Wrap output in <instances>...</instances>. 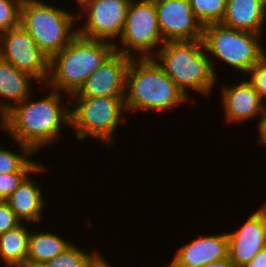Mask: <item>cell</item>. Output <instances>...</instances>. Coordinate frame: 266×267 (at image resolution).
Instances as JSON below:
<instances>
[{
  "mask_svg": "<svg viewBox=\"0 0 266 267\" xmlns=\"http://www.w3.org/2000/svg\"><path fill=\"white\" fill-rule=\"evenodd\" d=\"M62 94L53 90L41 99L32 97L12 107L0 118V129L34 153L60 139L63 125L70 126V109L62 106ZM68 107V108H67Z\"/></svg>",
  "mask_w": 266,
  "mask_h": 267,
  "instance_id": "6da1fadb",
  "label": "cell"
},
{
  "mask_svg": "<svg viewBox=\"0 0 266 267\" xmlns=\"http://www.w3.org/2000/svg\"><path fill=\"white\" fill-rule=\"evenodd\" d=\"M114 52L115 43L77 33L67 46L50 58L46 86L72 96Z\"/></svg>",
  "mask_w": 266,
  "mask_h": 267,
  "instance_id": "7a4b0ae2",
  "label": "cell"
},
{
  "mask_svg": "<svg viewBox=\"0 0 266 267\" xmlns=\"http://www.w3.org/2000/svg\"><path fill=\"white\" fill-rule=\"evenodd\" d=\"M188 97L154 58H132L126 75V113L136 110L169 111Z\"/></svg>",
  "mask_w": 266,
  "mask_h": 267,
  "instance_id": "3957f363",
  "label": "cell"
},
{
  "mask_svg": "<svg viewBox=\"0 0 266 267\" xmlns=\"http://www.w3.org/2000/svg\"><path fill=\"white\" fill-rule=\"evenodd\" d=\"M153 58L188 98L187 89L208 96L216 83L215 65L202 39L166 41L153 51Z\"/></svg>",
  "mask_w": 266,
  "mask_h": 267,
  "instance_id": "277c9868",
  "label": "cell"
},
{
  "mask_svg": "<svg viewBox=\"0 0 266 267\" xmlns=\"http://www.w3.org/2000/svg\"><path fill=\"white\" fill-rule=\"evenodd\" d=\"M77 15L44 1L23 0L20 24L38 47L52 57L67 46L77 34L72 27ZM73 29V30H72Z\"/></svg>",
  "mask_w": 266,
  "mask_h": 267,
  "instance_id": "5b68a950",
  "label": "cell"
},
{
  "mask_svg": "<svg viewBox=\"0 0 266 267\" xmlns=\"http://www.w3.org/2000/svg\"><path fill=\"white\" fill-rule=\"evenodd\" d=\"M124 97H71L73 103V99H68L66 104L75 106L70 108V128L75 129L76 138L84 140L92 136L109 148L113 146L114 132L126 117Z\"/></svg>",
  "mask_w": 266,
  "mask_h": 267,
  "instance_id": "8992f818",
  "label": "cell"
},
{
  "mask_svg": "<svg viewBox=\"0 0 266 267\" xmlns=\"http://www.w3.org/2000/svg\"><path fill=\"white\" fill-rule=\"evenodd\" d=\"M263 35L236 30L219 24L203 27L202 41L207 54L245 74L265 55Z\"/></svg>",
  "mask_w": 266,
  "mask_h": 267,
  "instance_id": "52a82bcc",
  "label": "cell"
},
{
  "mask_svg": "<svg viewBox=\"0 0 266 267\" xmlns=\"http://www.w3.org/2000/svg\"><path fill=\"white\" fill-rule=\"evenodd\" d=\"M119 40L122 47L115 43L116 52L131 58H153L152 49H160V45L165 43L159 30L154 0L130 1Z\"/></svg>",
  "mask_w": 266,
  "mask_h": 267,
  "instance_id": "ba28073f",
  "label": "cell"
},
{
  "mask_svg": "<svg viewBox=\"0 0 266 267\" xmlns=\"http://www.w3.org/2000/svg\"><path fill=\"white\" fill-rule=\"evenodd\" d=\"M0 58L9 62L38 82H47L50 73V57L35 43L20 24L0 33Z\"/></svg>",
  "mask_w": 266,
  "mask_h": 267,
  "instance_id": "9c48e42d",
  "label": "cell"
},
{
  "mask_svg": "<svg viewBox=\"0 0 266 267\" xmlns=\"http://www.w3.org/2000/svg\"><path fill=\"white\" fill-rule=\"evenodd\" d=\"M131 0H102L96 3H78L79 9L86 16L77 33L91 39L104 40L111 43L120 38L125 26L127 10ZM82 8V9H81Z\"/></svg>",
  "mask_w": 266,
  "mask_h": 267,
  "instance_id": "30bf717a",
  "label": "cell"
},
{
  "mask_svg": "<svg viewBox=\"0 0 266 267\" xmlns=\"http://www.w3.org/2000/svg\"><path fill=\"white\" fill-rule=\"evenodd\" d=\"M161 36L166 41L202 39L203 26L189 0H154Z\"/></svg>",
  "mask_w": 266,
  "mask_h": 267,
  "instance_id": "8fae6325",
  "label": "cell"
},
{
  "mask_svg": "<svg viewBox=\"0 0 266 267\" xmlns=\"http://www.w3.org/2000/svg\"><path fill=\"white\" fill-rule=\"evenodd\" d=\"M228 257L235 267H244L266 247V203L249 215L236 231L227 232Z\"/></svg>",
  "mask_w": 266,
  "mask_h": 267,
  "instance_id": "7c38bea8",
  "label": "cell"
},
{
  "mask_svg": "<svg viewBox=\"0 0 266 267\" xmlns=\"http://www.w3.org/2000/svg\"><path fill=\"white\" fill-rule=\"evenodd\" d=\"M131 59L115 51L70 97L125 96L126 75Z\"/></svg>",
  "mask_w": 266,
  "mask_h": 267,
  "instance_id": "4fadbf2b",
  "label": "cell"
},
{
  "mask_svg": "<svg viewBox=\"0 0 266 267\" xmlns=\"http://www.w3.org/2000/svg\"><path fill=\"white\" fill-rule=\"evenodd\" d=\"M228 257V236L226 233L199 235L193 241L177 250L170 265L166 267H199Z\"/></svg>",
  "mask_w": 266,
  "mask_h": 267,
  "instance_id": "5bb4252c",
  "label": "cell"
},
{
  "mask_svg": "<svg viewBox=\"0 0 266 267\" xmlns=\"http://www.w3.org/2000/svg\"><path fill=\"white\" fill-rule=\"evenodd\" d=\"M222 87L220 96L226 122L240 124L264 114L266 105L260 100L258 93L247 79L233 86L231 84L229 87L228 85Z\"/></svg>",
  "mask_w": 266,
  "mask_h": 267,
  "instance_id": "9a60e30c",
  "label": "cell"
},
{
  "mask_svg": "<svg viewBox=\"0 0 266 267\" xmlns=\"http://www.w3.org/2000/svg\"><path fill=\"white\" fill-rule=\"evenodd\" d=\"M266 8L262 0H227L222 25L263 34Z\"/></svg>",
  "mask_w": 266,
  "mask_h": 267,
  "instance_id": "2e32d148",
  "label": "cell"
},
{
  "mask_svg": "<svg viewBox=\"0 0 266 267\" xmlns=\"http://www.w3.org/2000/svg\"><path fill=\"white\" fill-rule=\"evenodd\" d=\"M32 80L37 79L0 58V118L12 107L30 97ZM3 98L8 101H2Z\"/></svg>",
  "mask_w": 266,
  "mask_h": 267,
  "instance_id": "e0dca14e",
  "label": "cell"
},
{
  "mask_svg": "<svg viewBox=\"0 0 266 267\" xmlns=\"http://www.w3.org/2000/svg\"><path fill=\"white\" fill-rule=\"evenodd\" d=\"M41 194L39 183L34 182L29 175L5 202L22 223L24 221L39 223L45 206Z\"/></svg>",
  "mask_w": 266,
  "mask_h": 267,
  "instance_id": "ac0fdd59",
  "label": "cell"
},
{
  "mask_svg": "<svg viewBox=\"0 0 266 267\" xmlns=\"http://www.w3.org/2000/svg\"><path fill=\"white\" fill-rule=\"evenodd\" d=\"M25 226L22 223L17 228L0 234V259L5 266L19 267L27 260L30 230Z\"/></svg>",
  "mask_w": 266,
  "mask_h": 267,
  "instance_id": "d6986e66",
  "label": "cell"
},
{
  "mask_svg": "<svg viewBox=\"0 0 266 267\" xmlns=\"http://www.w3.org/2000/svg\"><path fill=\"white\" fill-rule=\"evenodd\" d=\"M72 243L52 232H30L27 260L45 263L55 258Z\"/></svg>",
  "mask_w": 266,
  "mask_h": 267,
  "instance_id": "ffe728a7",
  "label": "cell"
},
{
  "mask_svg": "<svg viewBox=\"0 0 266 267\" xmlns=\"http://www.w3.org/2000/svg\"><path fill=\"white\" fill-rule=\"evenodd\" d=\"M21 154L12 152L8 148L0 147V174L12 172H34L41 163L31 160L34 152L26 145L18 143Z\"/></svg>",
  "mask_w": 266,
  "mask_h": 267,
  "instance_id": "44dd1931",
  "label": "cell"
},
{
  "mask_svg": "<svg viewBox=\"0 0 266 267\" xmlns=\"http://www.w3.org/2000/svg\"><path fill=\"white\" fill-rule=\"evenodd\" d=\"M227 0H189L198 22L204 27L222 22Z\"/></svg>",
  "mask_w": 266,
  "mask_h": 267,
  "instance_id": "7402d4cb",
  "label": "cell"
},
{
  "mask_svg": "<svg viewBox=\"0 0 266 267\" xmlns=\"http://www.w3.org/2000/svg\"><path fill=\"white\" fill-rule=\"evenodd\" d=\"M99 253H87L73 243L52 260L45 262L47 267H88V264Z\"/></svg>",
  "mask_w": 266,
  "mask_h": 267,
  "instance_id": "603a6c76",
  "label": "cell"
},
{
  "mask_svg": "<svg viewBox=\"0 0 266 267\" xmlns=\"http://www.w3.org/2000/svg\"><path fill=\"white\" fill-rule=\"evenodd\" d=\"M23 0H0V33L20 25Z\"/></svg>",
  "mask_w": 266,
  "mask_h": 267,
  "instance_id": "cb8c5ba5",
  "label": "cell"
},
{
  "mask_svg": "<svg viewBox=\"0 0 266 267\" xmlns=\"http://www.w3.org/2000/svg\"><path fill=\"white\" fill-rule=\"evenodd\" d=\"M46 171V166L41 164L34 172H12L0 174V201H6L7 198L30 174H39L40 172L44 173Z\"/></svg>",
  "mask_w": 266,
  "mask_h": 267,
  "instance_id": "d4e9b609",
  "label": "cell"
},
{
  "mask_svg": "<svg viewBox=\"0 0 266 267\" xmlns=\"http://www.w3.org/2000/svg\"><path fill=\"white\" fill-rule=\"evenodd\" d=\"M247 75L250 77L247 80L258 93L260 100L266 105V55L248 71Z\"/></svg>",
  "mask_w": 266,
  "mask_h": 267,
  "instance_id": "484cf974",
  "label": "cell"
},
{
  "mask_svg": "<svg viewBox=\"0 0 266 267\" xmlns=\"http://www.w3.org/2000/svg\"><path fill=\"white\" fill-rule=\"evenodd\" d=\"M21 224L10 206L5 201H0V234L13 230Z\"/></svg>",
  "mask_w": 266,
  "mask_h": 267,
  "instance_id": "4316f807",
  "label": "cell"
},
{
  "mask_svg": "<svg viewBox=\"0 0 266 267\" xmlns=\"http://www.w3.org/2000/svg\"><path fill=\"white\" fill-rule=\"evenodd\" d=\"M244 267H266V247L260 250Z\"/></svg>",
  "mask_w": 266,
  "mask_h": 267,
  "instance_id": "83f0119b",
  "label": "cell"
},
{
  "mask_svg": "<svg viewBox=\"0 0 266 267\" xmlns=\"http://www.w3.org/2000/svg\"><path fill=\"white\" fill-rule=\"evenodd\" d=\"M258 132L259 143L266 146V110L264 114L259 118Z\"/></svg>",
  "mask_w": 266,
  "mask_h": 267,
  "instance_id": "f1b7e54d",
  "label": "cell"
},
{
  "mask_svg": "<svg viewBox=\"0 0 266 267\" xmlns=\"http://www.w3.org/2000/svg\"><path fill=\"white\" fill-rule=\"evenodd\" d=\"M199 267H235V265L229 259V257H227V258H225L223 260L207 263V264L201 265Z\"/></svg>",
  "mask_w": 266,
  "mask_h": 267,
  "instance_id": "f546056e",
  "label": "cell"
},
{
  "mask_svg": "<svg viewBox=\"0 0 266 267\" xmlns=\"http://www.w3.org/2000/svg\"><path fill=\"white\" fill-rule=\"evenodd\" d=\"M88 267H112L108 262L106 261L103 256H101V253H98L94 259L88 264Z\"/></svg>",
  "mask_w": 266,
  "mask_h": 267,
  "instance_id": "4dcf8cb0",
  "label": "cell"
},
{
  "mask_svg": "<svg viewBox=\"0 0 266 267\" xmlns=\"http://www.w3.org/2000/svg\"><path fill=\"white\" fill-rule=\"evenodd\" d=\"M19 267H47L45 263L42 262H34L31 260H26L23 264Z\"/></svg>",
  "mask_w": 266,
  "mask_h": 267,
  "instance_id": "1f68e13d",
  "label": "cell"
},
{
  "mask_svg": "<svg viewBox=\"0 0 266 267\" xmlns=\"http://www.w3.org/2000/svg\"><path fill=\"white\" fill-rule=\"evenodd\" d=\"M102 0H81L79 3H96Z\"/></svg>",
  "mask_w": 266,
  "mask_h": 267,
  "instance_id": "d6a6232c",
  "label": "cell"
},
{
  "mask_svg": "<svg viewBox=\"0 0 266 267\" xmlns=\"http://www.w3.org/2000/svg\"><path fill=\"white\" fill-rule=\"evenodd\" d=\"M262 1H263V3H264L265 8H266V0H262Z\"/></svg>",
  "mask_w": 266,
  "mask_h": 267,
  "instance_id": "836d02e7",
  "label": "cell"
}]
</instances>
